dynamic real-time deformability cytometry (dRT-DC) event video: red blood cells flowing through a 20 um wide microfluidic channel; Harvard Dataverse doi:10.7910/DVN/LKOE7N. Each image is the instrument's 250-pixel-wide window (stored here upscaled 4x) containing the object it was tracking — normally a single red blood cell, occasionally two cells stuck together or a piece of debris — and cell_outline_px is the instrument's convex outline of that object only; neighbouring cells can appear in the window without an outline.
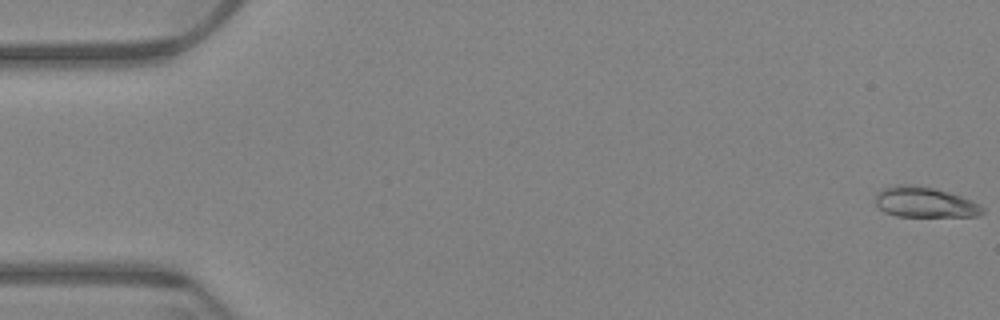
{"species": "Egyptian fruit bat (a non-hibernating species)", "species_latin": "Rousettus aegyptiacus", "temperature_condition": "warm", "stored_images_in_passage": 10, "camera_frame_rate_fps": 3000, "um_per_image_px": 0.085, "animal": {"sex": "female"}, "frame": {"image": 1, "passage_image": 1, "time_ms": 0.0, "image_size_px": [1000, 320], "cell_outline_px": [[984, 212], [976, 216], [896, 216], [884, 212], [876, 204], [876, 192], [884, 188], [900, 184], [912, 184], [932, 188], [948, 192], [972, 200], [980, 204], [984, 208]], "centroid_in_image_um": [78.6, 17.19], "position_along_channel_um": 6.4, "area_um2": 18.9}}